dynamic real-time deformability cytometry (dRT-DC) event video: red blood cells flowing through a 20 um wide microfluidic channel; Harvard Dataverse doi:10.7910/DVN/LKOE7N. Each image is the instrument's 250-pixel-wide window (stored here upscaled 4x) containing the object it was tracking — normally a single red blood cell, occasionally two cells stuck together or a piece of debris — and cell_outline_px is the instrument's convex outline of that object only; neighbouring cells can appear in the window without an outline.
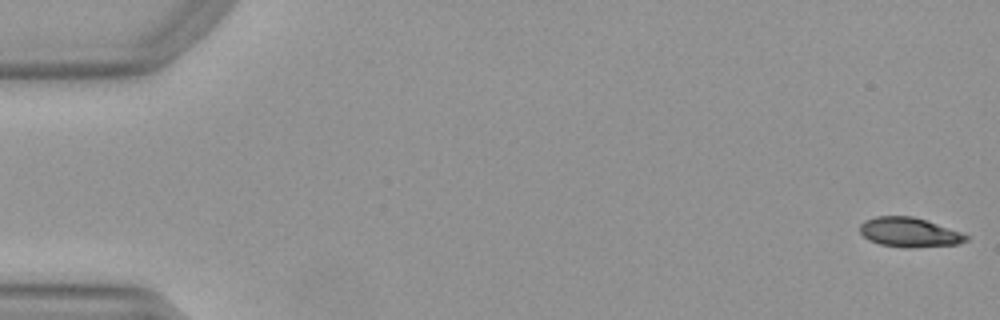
{"species": "Egyptian fruit bat (a non-hibernating species)", "species_latin": "Rousettus aegyptiacus", "temperature_condition": "warm", "stored_images_in_passage": 52, "camera_frame_rate_fps": 3000, "um_per_image_px": 0.085, "animal": {"sex": "female"}, "frame": {"image": 1, "passage_image": 1, "time_ms": 0.0, "image_size_px": [1000, 320], "cell_outline_px": [[968, 240], [956, 244], [912, 248], [904, 248], [880, 244], [868, 240], [860, 232], [860, 224], [864, 220], [876, 216], [912, 216], [960, 232], [968, 236]], "centroid_in_image_um": [77.24, 19.75], "position_along_channel_um": 7.8, "area_um2": 18.09}}
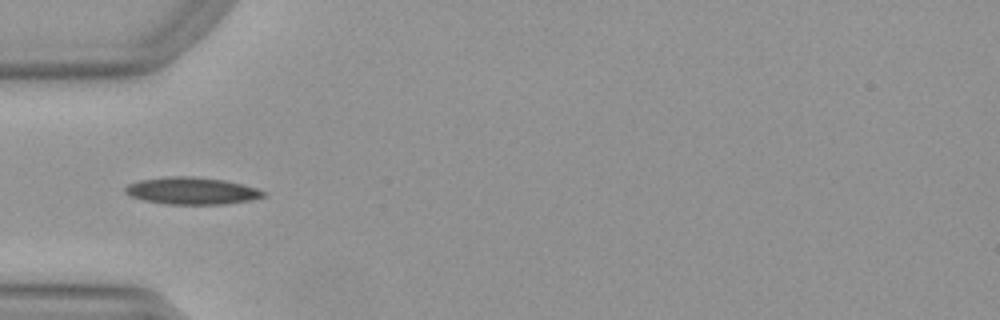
{"frame": {"image": 2, "passage_image": 17, "time_ms": 5.333, "image_size_px": [1000, 320], "cell_outline_px": [[264, 196], [252, 200], [224, 204], [164, 204], [144, 200], [132, 196], [124, 192], [124, 188], [128, 184], [140, 180], [168, 176], [192, 176], [224, 180], [256, 188], [264, 192]], "centroid_in_image_um": [16.27, 16.22], "position_along_channel_um": 68.7, "area_um2": 21.68}}
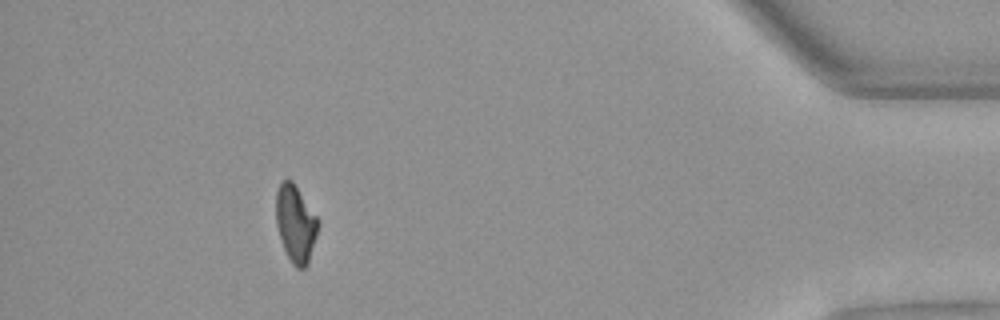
{"frame": {"image": 3, "passage_image": 47, "time_ms": 15.333, "image_size_px": [1000, 320], "cell_outline_px": [[320, 224], [308, 264], [304, 268], [296, 268], [292, 264], [280, 240], [276, 224], [276, 192], [280, 184], [284, 180], [292, 180], [320, 220]], "centroid_in_image_um": [25.14, 19.02], "position_along_channel_um": 410.1, "area_um2": 19.02}, "authors_computed_cell_mechanics": {"area_um2": 19.8832, "velocity_mm_per_s": 3.9774, "shape_relaxation_time_tau1_ms": null, "shape_relaxation_time_tau2_ms": 3.8983, "deformation_change_tau1": null, "deformation_change_tau2": 0.0919}}